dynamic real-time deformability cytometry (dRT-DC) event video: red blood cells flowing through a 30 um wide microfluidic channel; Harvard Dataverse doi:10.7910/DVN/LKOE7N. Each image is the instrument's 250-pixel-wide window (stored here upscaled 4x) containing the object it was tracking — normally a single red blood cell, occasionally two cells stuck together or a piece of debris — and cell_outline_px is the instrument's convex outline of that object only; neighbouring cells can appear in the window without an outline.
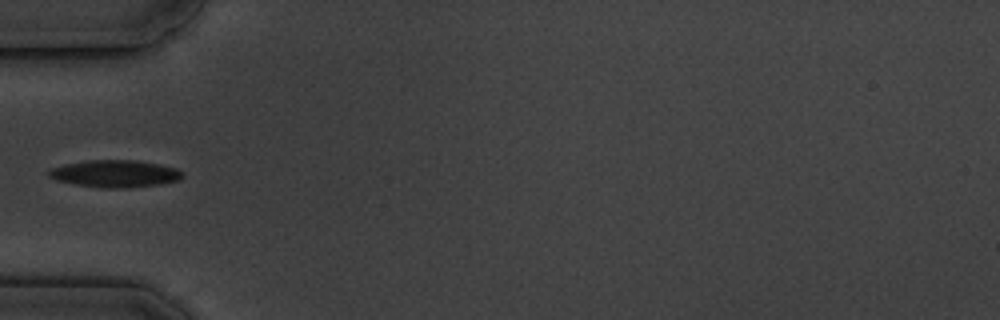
{"species": "common noctule bat (a hibernating species)", "species_latin": "Nyctalus noctula", "temperature_condition": "cold", "stored_images_in_passage": 5, "camera_frame_rate_fps": 3000, "um_per_image_px": 0.085, "animal": {"sex": "male", "body_mass_g": 19.5, "forearm_length_mm": 54.6}, "frame": {"image": 1, "passage_image": 5, "time_ms": 5.333, "image_size_px": [1000, 320], "cell_outline_px": [[184, 176], [180, 180], [156, 184], [128, 188], [104, 188], [72, 184], [56, 180], [48, 176], [48, 172], [52, 168], [64, 164], [88, 160], [136, 160], [160, 164], [176, 168]], "centroid_in_image_um": [9.75, 14.76], "position_along_channel_um": 75.2, "area_um2": 21.15}}